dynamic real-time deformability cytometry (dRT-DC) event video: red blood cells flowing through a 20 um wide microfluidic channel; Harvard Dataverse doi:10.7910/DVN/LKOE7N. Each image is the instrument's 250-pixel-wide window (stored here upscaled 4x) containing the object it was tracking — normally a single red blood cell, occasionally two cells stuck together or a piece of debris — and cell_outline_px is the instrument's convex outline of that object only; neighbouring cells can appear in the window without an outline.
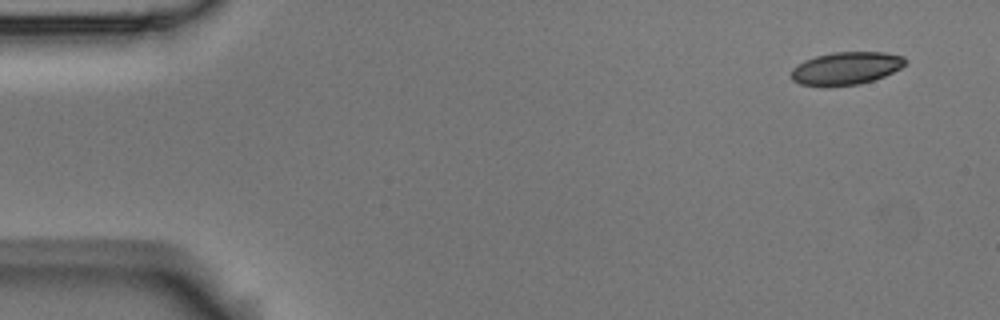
{"species": "Egyptian fruit bat (a non-hibernating species)", "species_latin": "Rousettus aegyptiacus", "temperature_condition": "room temperature", "stored_images_in_passage": 4, "camera_frame_rate_fps": 3000, "um_per_image_px": 0.085, "animal": {"sex": "male"}, "frame": {"image": 1, "passage_image": 1, "time_ms": 0.0, "image_size_px": [1000, 320], "cell_outline_px": [[908, 64], [884, 76], [860, 84], [820, 88], [800, 84], [792, 80], [792, 68], [796, 64], [804, 60], [816, 56], [832, 52], [884, 52], [904, 56], [908, 60]], "centroid_in_image_um": [71.9, 5.82], "position_along_channel_um": 13.1, "area_um2": 22.25}}
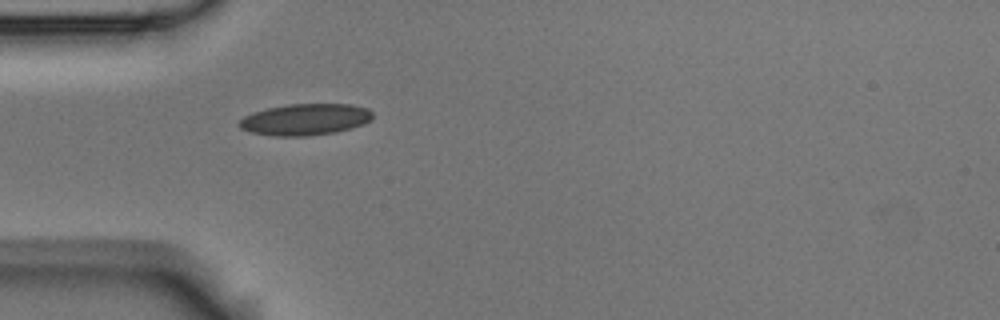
{"frame": {"image": 2, "passage_image": 4, "time_ms": 1.0, "image_size_px": [1000, 320], "cell_outline_px": [[372, 120], [364, 124], [336, 132], [308, 136], [276, 136], [252, 132], [240, 128], [240, 120], [244, 116], [252, 112], [268, 108], [288, 104], [352, 104], [368, 108], [372, 112]], "centroid_in_image_um": [25.98, 10.15], "position_along_channel_um": 59.0, "area_um2": 24.45}}